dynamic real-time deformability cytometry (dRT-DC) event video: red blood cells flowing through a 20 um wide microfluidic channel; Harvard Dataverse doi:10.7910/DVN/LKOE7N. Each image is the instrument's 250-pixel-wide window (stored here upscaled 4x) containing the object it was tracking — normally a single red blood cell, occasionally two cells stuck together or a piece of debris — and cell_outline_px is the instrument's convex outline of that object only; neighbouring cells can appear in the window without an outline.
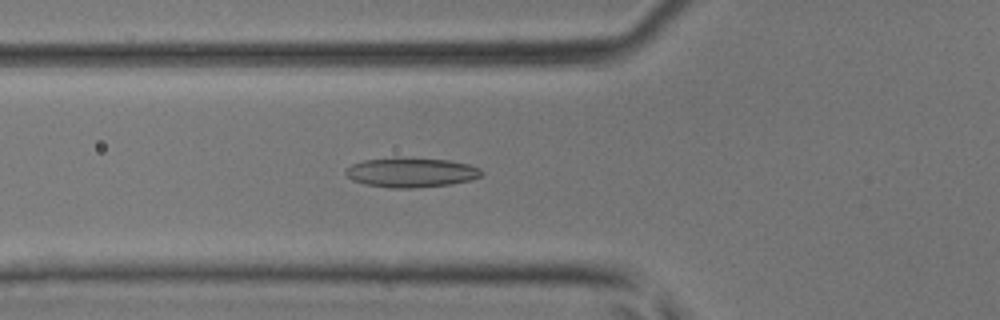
{"species": "common noctule bat (a hibernating species)", "species_latin": "Nyctalus noctula", "temperature_condition": "room temperature", "stored_images_in_passage": 42, "camera_frame_rate_fps": 3000, "um_per_image_px": 0.085, "animal": {"sex": "male", "body_mass_g": 17.9, "forearm_length_mm": 54.2}, "frame": {"image": 1, "passage_image": 12, "time_ms": 3.667, "image_size_px": [1000, 320], "cell_outline_px": [[484, 172], [480, 176], [472, 180], [448, 184], [412, 188], [392, 188], [364, 184], [352, 180], [344, 172], [352, 164], [364, 160], [392, 156], [448, 160], [468, 164], [480, 168]], "centroid_in_image_um": [34.93, 14.64], "position_along_channel_um": 90.9, "area_um2": 23.64}}
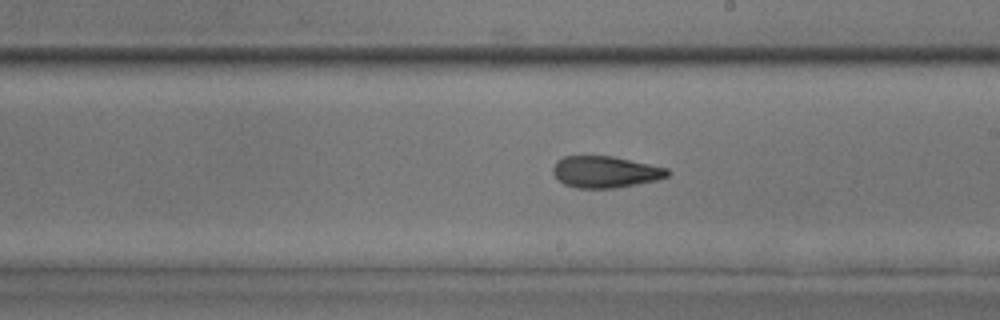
{"frame": {"image": 2, "passage_image": 22, "time_ms": 7.0, "image_size_px": [1000, 320], "cell_outline_px": [[672, 172], [668, 176], [656, 180], [616, 188], [576, 188], [564, 184], [552, 172], [552, 168], [556, 160], [564, 156], [612, 156], [668, 168]], "centroid_in_image_um": [51.45, 14.61], "position_along_channel_um": 237.6, "area_um2": 21.1}}
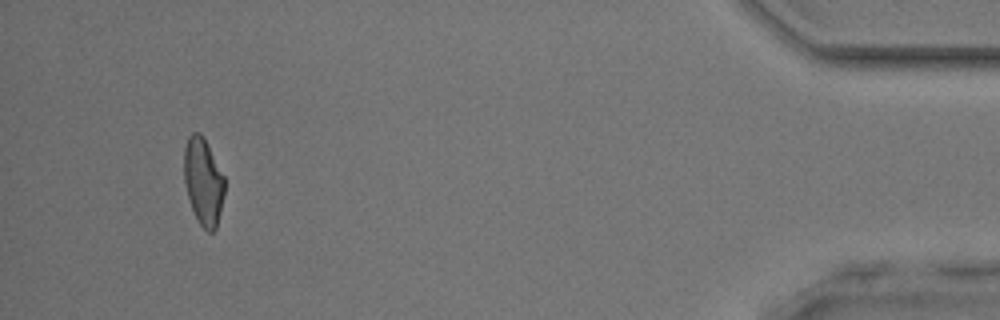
{"frame": {"image": 3, "passage_image": 39, "time_ms": 12.667, "image_size_px": [1000, 320], "cell_outline_px": [[224, 196], [216, 228], [212, 232], [208, 232], [200, 224], [192, 208], [188, 196], [184, 180], [184, 148], [188, 136], [192, 132], [200, 132], [204, 136], [224, 176]], "centroid_in_image_um": [17.28, 15.38], "position_along_channel_um": 417.9, "area_um2": 20.52}}